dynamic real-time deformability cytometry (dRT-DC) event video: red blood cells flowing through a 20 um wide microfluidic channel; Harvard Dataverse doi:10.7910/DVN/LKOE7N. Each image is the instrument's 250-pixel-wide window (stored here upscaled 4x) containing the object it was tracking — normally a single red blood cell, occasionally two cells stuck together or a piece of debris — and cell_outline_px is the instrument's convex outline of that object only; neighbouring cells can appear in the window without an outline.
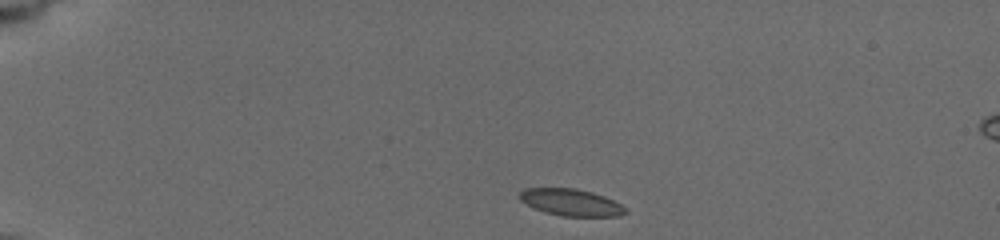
{"species": "common noctule bat (a hibernating species)", "species_latin": "Nyctalus noctula", "temperature_condition": "cold", "stored_images_in_passage": 13, "camera_frame_rate_fps": 3000, "um_per_image_px": 0.085, "animal": {"sex": "female", "body_mass_g": 19.5, "forearm_length_mm": 54.1}, "frame": {"image": 1, "passage_image": 1, "time_ms": 0.0, "image_size_px": [1000, 240], "cell_outline_px": [[628, 212], [620, 216], [560, 216], [544, 212], [532, 208], [520, 200], [520, 192], [524, 188], [576, 188], [592, 192], [604, 196], [628, 208]], "centroid_in_image_um": [48.54, 17.21], "position_along_channel_um": 36.5, "area_um2": 16.7}}
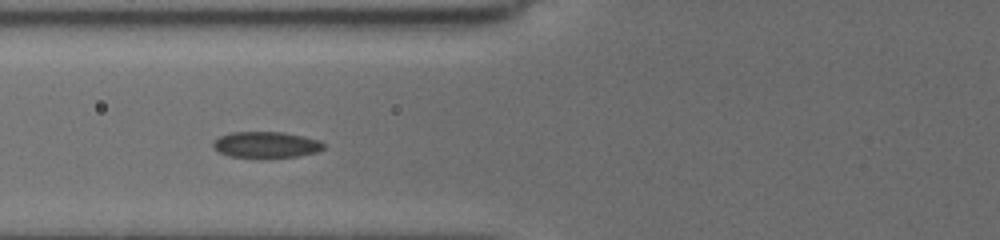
{"frame": {"image": 2, "passage_image": 10, "time_ms": 3.667, "image_size_px": [1000, 240], "cell_outline_px": [[324, 148], [316, 152], [300, 156], [264, 160], [260, 160], [228, 156], [212, 148], [212, 144], [220, 136], [232, 132], [284, 132], [320, 140], [324, 144]], "centroid_in_image_um": [22.61, 12.35], "position_along_channel_um": 103.2, "area_um2": 17.51}}
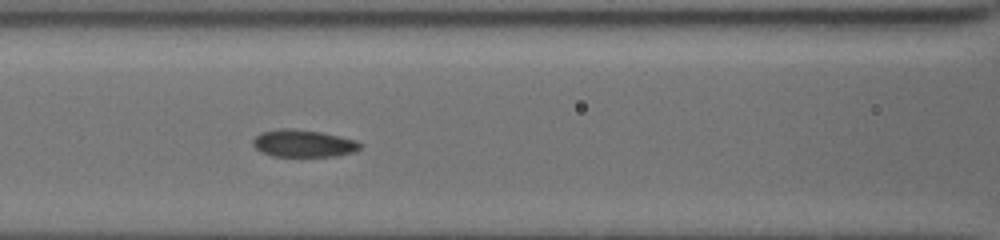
{"frame": {"image": 3, "passage_image": 13, "time_ms": 4.667, "image_size_px": [1000, 240], "cell_outline_px": [[364, 144], [356, 152], [336, 156], [272, 156], [260, 152], [252, 144], [252, 140], [260, 132], [280, 128], [292, 128], [320, 132], [340, 136], [356, 140]], "centroid_in_image_um": [25.8, 12.19], "position_along_channel_um": 140.8, "area_um2": 17.28}}